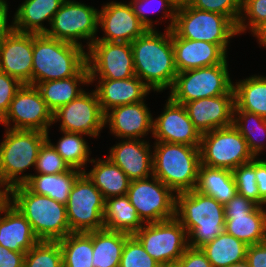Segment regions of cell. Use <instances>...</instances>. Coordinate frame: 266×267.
<instances>
[{
  "label": "cell",
  "mask_w": 266,
  "mask_h": 267,
  "mask_svg": "<svg viewBox=\"0 0 266 267\" xmlns=\"http://www.w3.org/2000/svg\"><path fill=\"white\" fill-rule=\"evenodd\" d=\"M148 29L132 43L135 76L151 90L171 89L178 73L172 43V30L165 33Z\"/></svg>",
  "instance_id": "1"
},
{
  "label": "cell",
  "mask_w": 266,
  "mask_h": 267,
  "mask_svg": "<svg viewBox=\"0 0 266 267\" xmlns=\"http://www.w3.org/2000/svg\"><path fill=\"white\" fill-rule=\"evenodd\" d=\"M188 235V246L201 248L224 232V205L195 189L176 194V215Z\"/></svg>",
  "instance_id": "2"
},
{
  "label": "cell",
  "mask_w": 266,
  "mask_h": 267,
  "mask_svg": "<svg viewBox=\"0 0 266 267\" xmlns=\"http://www.w3.org/2000/svg\"><path fill=\"white\" fill-rule=\"evenodd\" d=\"M6 198L30 222L39 240L58 241L71 233L66 205L33 193L25 184L10 188Z\"/></svg>",
  "instance_id": "3"
},
{
  "label": "cell",
  "mask_w": 266,
  "mask_h": 267,
  "mask_svg": "<svg viewBox=\"0 0 266 267\" xmlns=\"http://www.w3.org/2000/svg\"><path fill=\"white\" fill-rule=\"evenodd\" d=\"M32 85L76 76L86 65L84 47L33 33Z\"/></svg>",
  "instance_id": "4"
},
{
  "label": "cell",
  "mask_w": 266,
  "mask_h": 267,
  "mask_svg": "<svg viewBox=\"0 0 266 267\" xmlns=\"http://www.w3.org/2000/svg\"><path fill=\"white\" fill-rule=\"evenodd\" d=\"M153 175L176 194L195 189L201 164L199 146L155 142Z\"/></svg>",
  "instance_id": "5"
},
{
  "label": "cell",
  "mask_w": 266,
  "mask_h": 267,
  "mask_svg": "<svg viewBox=\"0 0 266 267\" xmlns=\"http://www.w3.org/2000/svg\"><path fill=\"white\" fill-rule=\"evenodd\" d=\"M6 129L0 143V188L5 192L22 184V173L35 166L39 149L47 139V134L38 130Z\"/></svg>",
  "instance_id": "6"
},
{
  "label": "cell",
  "mask_w": 266,
  "mask_h": 267,
  "mask_svg": "<svg viewBox=\"0 0 266 267\" xmlns=\"http://www.w3.org/2000/svg\"><path fill=\"white\" fill-rule=\"evenodd\" d=\"M172 30L180 38L218 44L226 53L230 39L238 35L236 25L227 16L199 10L190 4L176 10Z\"/></svg>",
  "instance_id": "7"
},
{
  "label": "cell",
  "mask_w": 266,
  "mask_h": 267,
  "mask_svg": "<svg viewBox=\"0 0 266 267\" xmlns=\"http://www.w3.org/2000/svg\"><path fill=\"white\" fill-rule=\"evenodd\" d=\"M233 85L226 59L214 66L178 72L169 97L184 105L193 100L227 94Z\"/></svg>",
  "instance_id": "8"
},
{
  "label": "cell",
  "mask_w": 266,
  "mask_h": 267,
  "mask_svg": "<svg viewBox=\"0 0 266 267\" xmlns=\"http://www.w3.org/2000/svg\"><path fill=\"white\" fill-rule=\"evenodd\" d=\"M201 164L233 171L255 157L238 129L232 124L201 134Z\"/></svg>",
  "instance_id": "9"
},
{
  "label": "cell",
  "mask_w": 266,
  "mask_h": 267,
  "mask_svg": "<svg viewBox=\"0 0 266 267\" xmlns=\"http://www.w3.org/2000/svg\"><path fill=\"white\" fill-rule=\"evenodd\" d=\"M134 236L162 267L173 266L189 247L186 229L176 217L146 223Z\"/></svg>",
  "instance_id": "10"
},
{
  "label": "cell",
  "mask_w": 266,
  "mask_h": 267,
  "mask_svg": "<svg viewBox=\"0 0 266 267\" xmlns=\"http://www.w3.org/2000/svg\"><path fill=\"white\" fill-rule=\"evenodd\" d=\"M130 181L127 196L141 221L155 223L174 218L176 194L154 175Z\"/></svg>",
  "instance_id": "11"
},
{
  "label": "cell",
  "mask_w": 266,
  "mask_h": 267,
  "mask_svg": "<svg viewBox=\"0 0 266 267\" xmlns=\"http://www.w3.org/2000/svg\"><path fill=\"white\" fill-rule=\"evenodd\" d=\"M98 10L75 0H64L55 13L46 35L82 46L79 40L87 39L88 48L96 40L98 29Z\"/></svg>",
  "instance_id": "12"
},
{
  "label": "cell",
  "mask_w": 266,
  "mask_h": 267,
  "mask_svg": "<svg viewBox=\"0 0 266 267\" xmlns=\"http://www.w3.org/2000/svg\"><path fill=\"white\" fill-rule=\"evenodd\" d=\"M105 199L83 172L69 194L66 205L71 232H91L104 228Z\"/></svg>",
  "instance_id": "13"
},
{
  "label": "cell",
  "mask_w": 266,
  "mask_h": 267,
  "mask_svg": "<svg viewBox=\"0 0 266 267\" xmlns=\"http://www.w3.org/2000/svg\"><path fill=\"white\" fill-rule=\"evenodd\" d=\"M87 49L90 84L96 79L116 80L135 76L131 43L94 41Z\"/></svg>",
  "instance_id": "14"
},
{
  "label": "cell",
  "mask_w": 266,
  "mask_h": 267,
  "mask_svg": "<svg viewBox=\"0 0 266 267\" xmlns=\"http://www.w3.org/2000/svg\"><path fill=\"white\" fill-rule=\"evenodd\" d=\"M227 234L246 245L266 242V209L239 194L224 205Z\"/></svg>",
  "instance_id": "15"
},
{
  "label": "cell",
  "mask_w": 266,
  "mask_h": 267,
  "mask_svg": "<svg viewBox=\"0 0 266 267\" xmlns=\"http://www.w3.org/2000/svg\"><path fill=\"white\" fill-rule=\"evenodd\" d=\"M11 121L13 127H10ZM1 123L9 129L38 130L48 134V128L54 124L53 112L36 86L23 84L15 93Z\"/></svg>",
  "instance_id": "16"
},
{
  "label": "cell",
  "mask_w": 266,
  "mask_h": 267,
  "mask_svg": "<svg viewBox=\"0 0 266 267\" xmlns=\"http://www.w3.org/2000/svg\"><path fill=\"white\" fill-rule=\"evenodd\" d=\"M59 121L60 130L81 133L89 137L99 136L105 127V114L94 91L82 92L76 99L53 113V122Z\"/></svg>",
  "instance_id": "17"
},
{
  "label": "cell",
  "mask_w": 266,
  "mask_h": 267,
  "mask_svg": "<svg viewBox=\"0 0 266 267\" xmlns=\"http://www.w3.org/2000/svg\"><path fill=\"white\" fill-rule=\"evenodd\" d=\"M105 35L95 41L132 43L148 28L138 19L130 3L110 2L98 12V27Z\"/></svg>",
  "instance_id": "18"
},
{
  "label": "cell",
  "mask_w": 266,
  "mask_h": 267,
  "mask_svg": "<svg viewBox=\"0 0 266 267\" xmlns=\"http://www.w3.org/2000/svg\"><path fill=\"white\" fill-rule=\"evenodd\" d=\"M33 33L12 29L0 40V71L32 85Z\"/></svg>",
  "instance_id": "19"
},
{
  "label": "cell",
  "mask_w": 266,
  "mask_h": 267,
  "mask_svg": "<svg viewBox=\"0 0 266 267\" xmlns=\"http://www.w3.org/2000/svg\"><path fill=\"white\" fill-rule=\"evenodd\" d=\"M164 111L153 120V137L156 142L200 146L201 134L194 127L183 104L170 97Z\"/></svg>",
  "instance_id": "20"
},
{
  "label": "cell",
  "mask_w": 266,
  "mask_h": 267,
  "mask_svg": "<svg viewBox=\"0 0 266 267\" xmlns=\"http://www.w3.org/2000/svg\"><path fill=\"white\" fill-rule=\"evenodd\" d=\"M184 107L200 134L230 126L235 107L234 89L224 95L187 102Z\"/></svg>",
  "instance_id": "21"
},
{
  "label": "cell",
  "mask_w": 266,
  "mask_h": 267,
  "mask_svg": "<svg viewBox=\"0 0 266 267\" xmlns=\"http://www.w3.org/2000/svg\"><path fill=\"white\" fill-rule=\"evenodd\" d=\"M146 105L141 101L115 107L105 114V124L118 138L141 139L153 133V117Z\"/></svg>",
  "instance_id": "22"
},
{
  "label": "cell",
  "mask_w": 266,
  "mask_h": 267,
  "mask_svg": "<svg viewBox=\"0 0 266 267\" xmlns=\"http://www.w3.org/2000/svg\"><path fill=\"white\" fill-rule=\"evenodd\" d=\"M121 141L111 147L107 158L115 163L130 181L151 177L153 153L150 150V143L143 139Z\"/></svg>",
  "instance_id": "23"
},
{
  "label": "cell",
  "mask_w": 266,
  "mask_h": 267,
  "mask_svg": "<svg viewBox=\"0 0 266 267\" xmlns=\"http://www.w3.org/2000/svg\"><path fill=\"white\" fill-rule=\"evenodd\" d=\"M172 43L178 72L221 64L228 57L218 44L180 38L173 30Z\"/></svg>",
  "instance_id": "24"
},
{
  "label": "cell",
  "mask_w": 266,
  "mask_h": 267,
  "mask_svg": "<svg viewBox=\"0 0 266 267\" xmlns=\"http://www.w3.org/2000/svg\"><path fill=\"white\" fill-rule=\"evenodd\" d=\"M0 245L15 251L28 252L40 240L30 222L6 198L0 204Z\"/></svg>",
  "instance_id": "25"
},
{
  "label": "cell",
  "mask_w": 266,
  "mask_h": 267,
  "mask_svg": "<svg viewBox=\"0 0 266 267\" xmlns=\"http://www.w3.org/2000/svg\"><path fill=\"white\" fill-rule=\"evenodd\" d=\"M95 92L106 114L109 110L126 105L145 101L150 88L137 76L128 79H98Z\"/></svg>",
  "instance_id": "26"
},
{
  "label": "cell",
  "mask_w": 266,
  "mask_h": 267,
  "mask_svg": "<svg viewBox=\"0 0 266 267\" xmlns=\"http://www.w3.org/2000/svg\"><path fill=\"white\" fill-rule=\"evenodd\" d=\"M64 0H25L16 10L13 29L19 32L42 34L47 28L42 24L51 21Z\"/></svg>",
  "instance_id": "27"
},
{
  "label": "cell",
  "mask_w": 266,
  "mask_h": 267,
  "mask_svg": "<svg viewBox=\"0 0 266 267\" xmlns=\"http://www.w3.org/2000/svg\"><path fill=\"white\" fill-rule=\"evenodd\" d=\"M83 172L71 168L69 171L57 174H24L22 184H25L33 193L45 195L57 202L67 205L69 194L76 179Z\"/></svg>",
  "instance_id": "28"
},
{
  "label": "cell",
  "mask_w": 266,
  "mask_h": 267,
  "mask_svg": "<svg viewBox=\"0 0 266 267\" xmlns=\"http://www.w3.org/2000/svg\"><path fill=\"white\" fill-rule=\"evenodd\" d=\"M90 84L87 65L76 75L66 79L50 80L36 85L48 108L54 113L60 107L76 99L83 89L78 85Z\"/></svg>",
  "instance_id": "29"
},
{
  "label": "cell",
  "mask_w": 266,
  "mask_h": 267,
  "mask_svg": "<svg viewBox=\"0 0 266 267\" xmlns=\"http://www.w3.org/2000/svg\"><path fill=\"white\" fill-rule=\"evenodd\" d=\"M94 168L86 173L88 178L102 193L103 198L127 195L130 180L127 175L110 159H92Z\"/></svg>",
  "instance_id": "30"
},
{
  "label": "cell",
  "mask_w": 266,
  "mask_h": 267,
  "mask_svg": "<svg viewBox=\"0 0 266 267\" xmlns=\"http://www.w3.org/2000/svg\"><path fill=\"white\" fill-rule=\"evenodd\" d=\"M103 222L105 229L130 235H134L144 225L127 195L105 200Z\"/></svg>",
  "instance_id": "31"
},
{
  "label": "cell",
  "mask_w": 266,
  "mask_h": 267,
  "mask_svg": "<svg viewBox=\"0 0 266 267\" xmlns=\"http://www.w3.org/2000/svg\"><path fill=\"white\" fill-rule=\"evenodd\" d=\"M195 190L225 205L237 193L233 172L200 164Z\"/></svg>",
  "instance_id": "32"
},
{
  "label": "cell",
  "mask_w": 266,
  "mask_h": 267,
  "mask_svg": "<svg viewBox=\"0 0 266 267\" xmlns=\"http://www.w3.org/2000/svg\"><path fill=\"white\" fill-rule=\"evenodd\" d=\"M129 236L105 228L92 231L93 267H119L122 249Z\"/></svg>",
  "instance_id": "33"
},
{
  "label": "cell",
  "mask_w": 266,
  "mask_h": 267,
  "mask_svg": "<svg viewBox=\"0 0 266 267\" xmlns=\"http://www.w3.org/2000/svg\"><path fill=\"white\" fill-rule=\"evenodd\" d=\"M234 110H245L266 119V76L253 75L233 85Z\"/></svg>",
  "instance_id": "34"
},
{
  "label": "cell",
  "mask_w": 266,
  "mask_h": 267,
  "mask_svg": "<svg viewBox=\"0 0 266 267\" xmlns=\"http://www.w3.org/2000/svg\"><path fill=\"white\" fill-rule=\"evenodd\" d=\"M248 245L225 231L201 247L212 267H227L246 260Z\"/></svg>",
  "instance_id": "35"
},
{
  "label": "cell",
  "mask_w": 266,
  "mask_h": 267,
  "mask_svg": "<svg viewBox=\"0 0 266 267\" xmlns=\"http://www.w3.org/2000/svg\"><path fill=\"white\" fill-rule=\"evenodd\" d=\"M58 241L63 267H93L92 231L71 232Z\"/></svg>",
  "instance_id": "36"
},
{
  "label": "cell",
  "mask_w": 266,
  "mask_h": 267,
  "mask_svg": "<svg viewBox=\"0 0 266 267\" xmlns=\"http://www.w3.org/2000/svg\"><path fill=\"white\" fill-rule=\"evenodd\" d=\"M233 125L246 140L252 155L259 158L257 156L266 149V144L258 140V135L266 139V119L245 110H234Z\"/></svg>",
  "instance_id": "37"
},
{
  "label": "cell",
  "mask_w": 266,
  "mask_h": 267,
  "mask_svg": "<svg viewBox=\"0 0 266 267\" xmlns=\"http://www.w3.org/2000/svg\"><path fill=\"white\" fill-rule=\"evenodd\" d=\"M61 132L64 136L59 139L56 145L51 143L52 146L70 168L84 172L85 168L83 166H86V163L92 160L89 158L90 148L82 137L86 135L67 131Z\"/></svg>",
  "instance_id": "38"
},
{
  "label": "cell",
  "mask_w": 266,
  "mask_h": 267,
  "mask_svg": "<svg viewBox=\"0 0 266 267\" xmlns=\"http://www.w3.org/2000/svg\"><path fill=\"white\" fill-rule=\"evenodd\" d=\"M23 267H63L59 241L40 240L25 253Z\"/></svg>",
  "instance_id": "39"
},
{
  "label": "cell",
  "mask_w": 266,
  "mask_h": 267,
  "mask_svg": "<svg viewBox=\"0 0 266 267\" xmlns=\"http://www.w3.org/2000/svg\"><path fill=\"white\" fill-rule=\"evenodd\" d=\"M233 176L236 183L237 194L252 200L258 206H265L266 202L259 196L255 176V158L250 162L235 168Z\"/></svg>",
  "instance_id": "40"
},
{
  "label": "cell",
  "mask_w": 266,
  "mask_h": 267,
  "mask_svg": "<svg viewBox=\"0 0 266 267\" xmlns=\"http://www.w3.org/2000/svg\"><path fill=\"white\" fill-rule=\"evenodd\" d=\"M132 6L133 12L136 14L138 19L147 27L148 29H153V20L149 19L146 13H155L159 9L165 10L163 16L169 18L171 21L166 27L172 30L175 21L176 9L167 0H132L129 2Z\"/></svg>",
  "instance_id": "41"
},
{
  "label": "cell",
  "mask_w": 266,
  "mask_h": 267,
  "mask_svg": "<svg viewBox=\"0 0 266 267\" xmlns=\"http://www.w3.org/2000/svg\"><path fill=\"white\" fill-rule=\"evenodd\" d=\"M119 267H162L144 249L140 241L130 235L123 246Z\"/></svg>",
  "instance_id": "42"
},
{
  "label": "cell",
  "mask_w": 266,
  "mask_h": 267,
  "mask_svg": "<svg viewBox=\"0 0 266 267\" xmlns=\"http://www.w3.org/2000/svg\"><path fill=\"white\" fill-rule=\"evenodd\" d=\"M35 169L36 173L40 174H57L71 169L52 146L48 134L47 139L39 149Z\"/></svg>",
  "instance_id": "43"
},
{
  "label": "cell",
  "mask_w": 266,
  "mask_h": 267,
  "mask_svg": "<svg viewBox=\"0 0 266 267\" xmlns=\"http://www.w3.org/2000/svg\"><path fill=\"white\" fill-rule=\"evenodd\" d=\"M246 19L248 20L247 23H245ZM265 22L266 0H242L241 15L236 25L238 34L246 32L247 27L253 33Z\"/></svg>",
  "instance_id": "44"
},
{
  "label": "cell",
  "mask_w": 266,
  "mask_h": 267,
  "mask_svg": "<svg viewBox=\"0 0 266 267\" xmlns=\"http://www.w3.org/2000/svg\"><path fill=\"white\" fill-rule=\"evenodd\" d=\"M190 5L199 10L227 16L237 25L241 15L242 0H191Z\"/></svg>",
  "instance_id": "45"
},
{
  "label": "cell",
  "mask_w": 266,
  "mask_h": 267,
  "mask_svg": "<svg viewBox=\"0 0 266 267\" xmlns=\"http://www.w3.org/2000/svg\"><path fill=\"white\" fill-rule=\"evenodd\" d=\"M23 84L0 71V121L5 117L15 93Z\"/></svg>",
  "instance_id": "46"
},
{
  "label": "cell",
  "mask_w": 266,
  "mask_h": 267,
  "mask_svg": "<svg viewBox=\"0 0 266 267\" xmlns=\"http://www.w3.org/2000/svg\"><path fill=\"white\" fill-rule=\"evenodd\" d=\"M173 267H212L201 248L188 247Z\"/></svg>",
  "instance_id": "47"
},
{
  "label": "cell",
  "mask_w": 266,
  "mask_h": 267,
  "mask_svg": "<svg viewBox=\"0 0 266 267\" xmlns=\"http://www.w3.org/2000/svg\"><path fill=\"white\" fill-rule=\"evenodd\" d=\"M246 261L251 267H266V242L248 246Z\"/></svg>",
  "instance_id": "48"
},
{
  "label": "cell",
  "mask_w": 266,
  "mask_h": 267,
  "mask_svg": "<svg viewBox=\"0 0 266 267\" xmlns=\"http://www.w3.org/2000/svg\"><path fill=\"white\" fill-rule=\"evenodd\" d=\"M25 253L11 251L0 245V267H23Z\"/></svg>",
  "instance_id": "49"
},
{
  "label": "cell",
  "mask_w": 266,
  "mask_h": 267,
  "mask_svg": "<svg viewBox=\"0 0 266 267\" xmlns=\"http://www.w3.org/2000/svg\"><path fill=\"white\" fill-rule=\"evenodd\" d=\"M255 176L259 196L266 202V160L255 158Z\"/></svg>",
  "instance_id": "50"
},
{
  "label": "cell",
  "mask_w": 266,
  "mask_h": 267,
  "mask_svg": "<svg viewBox=\"0 0 266 267\" xmlns=\"http://www.w3.org/2000/svg\"><path fill=\"white\" fill-rule=\"evenodd\" d=\"M8 8L6 0H0V40L13 29L12 24H7Z\"/></svg>",
  "instance_id": "51"
},
{
  "label": "cell",
  "mask_w": 266,
  "mask_h": 267,
  "mask_svg": "<svg viewBox=\"0 0 266 267\" xmlns=\"http://www.w3.org/2000/svg\"><path fill=\"white\" fill-rule=\"evenodd\" d=\"M255 37L259 40V45L266 47V22L259 26L253 33Z\"/></svg>",
  "instance_id": "52"
},
{
  "label": "cell",
  "mask_w": 266,
  "mask_h": 267,
  "mask_svg": "<svg viewBox=\"0 0 266 267\" xmlns=\"http://www.w3.org/2000/svg\"><path fill=\"white\" fill-rule=\"evenodd\" d=\"M177 10L190 4L191 0H167Z\"/></svg>",
  "instance_id": "53"
},
{
  "label": "cell",
  "mask_w": 266,
  "mask_h": 267,
  "mask_svg": "<svg viewBox=\"0 0 266 267\" xmlns=\"http://www.w3.org/2000/svg\"><path fill=\"white\" fill-rule=\"evenodd\" d=\"M227 267H251V266L249 265V263L246 260H244L242 262L235 263V264L229 265Z\"/></svg>",
  "instance_id": "54"
},
{
  "label": "cell",
  "mask_w": 266,
  "mask_h": 267,
  "mask_svg": "<svg viewBox=\"0 0 266 267\" xmlns=\"http://www.w3.org/2000/svg\"><path fill=\"white\" fill-rule=\"evenodd\" d=\"M6 199V192L0 188V204Z\"/></svg>",
  "instance_id": "55"
}]
</instances>
